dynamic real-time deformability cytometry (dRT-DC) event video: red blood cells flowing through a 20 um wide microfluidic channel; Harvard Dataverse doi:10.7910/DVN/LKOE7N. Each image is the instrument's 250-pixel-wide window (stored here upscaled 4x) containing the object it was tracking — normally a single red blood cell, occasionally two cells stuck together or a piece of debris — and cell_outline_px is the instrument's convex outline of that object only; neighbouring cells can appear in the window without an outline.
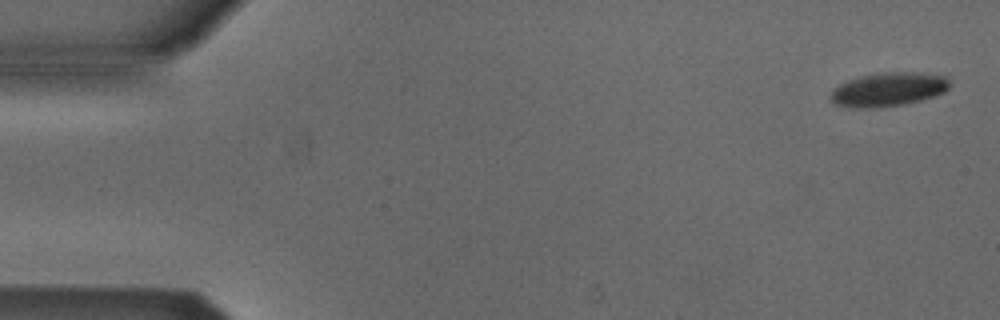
{"species": "Egyptian fruit bat (a non-hibernating species)", "species_latin": "Rousettus aegyptiacus", "temperature_condition": "cold", "stored_images_in_passage": 53, "camera_frame_rate_fps": 3000, "um_per_image_px": 0.085, "animal": {"sex": "male"}, "frame": {"image": 1, "passage_image": 2, "time_ms": 0.333, "image_size_px": [1000, 320], "cell_outline_px": [[952, 84], [944, 92], [936, 96], [904, 104], [872, 108], [852, 108], [836, 104], [832, 100], [832, 88], [848, 80], [860, 76], [880, 72], [920, 72], [944, 76]], "centroid_in_image_um": [75.53, 7.59], "position_along_channel_um": 9.5, "area_um2": 23.52}}
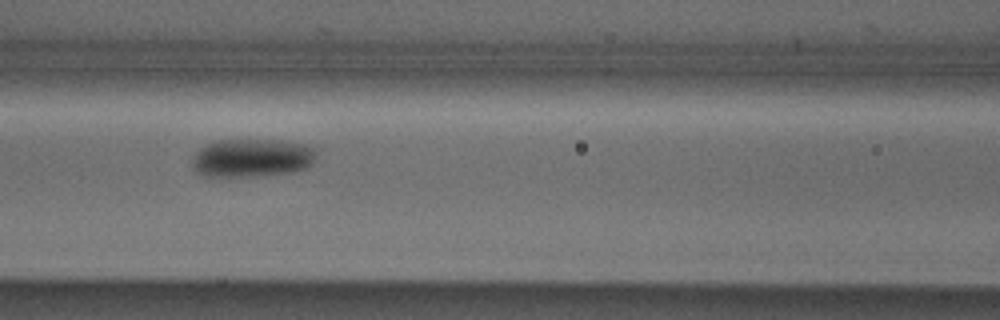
{"frame": {"image": 2, "passage_image": 23, "time_ms": 7.333, "image_size_px": [1000, 320], "cell_outline_px": [[316, 156], [312, 164], [308, 168], [288, 172], [240, 176], [204, 176], [196, 172], [192, 168], [192, 156], [204, 144], [216, 140], [280, 140], [300, 144], [312, 148], [316, 152]], "centroid_in_image_um": [21.35, 13.41], "position_along_channel_um": 145.2, "area_um2": 27.51}}
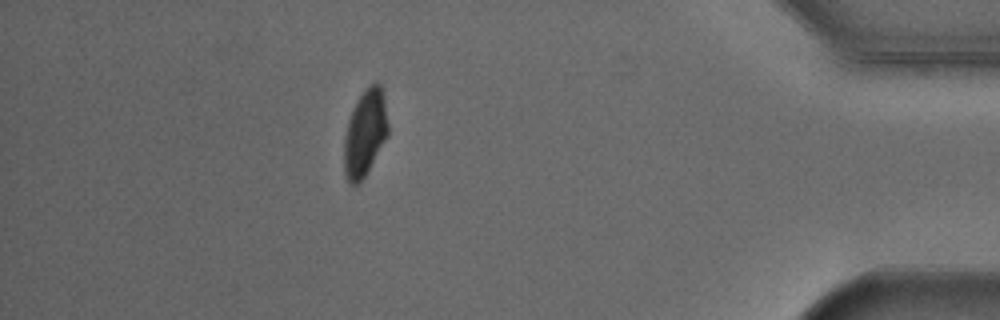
{"frame": {"image": 3, "passage_image": 47, "time_ms": 15.333, "image_size_px": [1000, 320], "cell_outline_px": [[388, 136], [364, 176], [356, 184], [348, 184], [344, 172], [344, 136], [348, 120], [356, 100], [364, 88], [368, 84], [376, 80], [380, 84], [384, 96], [388, 124]], "centroid_in_image_um": [31.02, 11.25], "position_along_channel_um": 404.2, "area_um2": 22.37}, "authors_computed_cell_mechanics": {"area_um2": 25.0274, "velocity_mm_per_s": 3.8535, "shape_relaxation_time_tau1_ms": 2.2841, "shape_relaxation_time_tau2_ms": null, "deformation_change_tau1": 0.0893, "deformation_change_tau2": null}}